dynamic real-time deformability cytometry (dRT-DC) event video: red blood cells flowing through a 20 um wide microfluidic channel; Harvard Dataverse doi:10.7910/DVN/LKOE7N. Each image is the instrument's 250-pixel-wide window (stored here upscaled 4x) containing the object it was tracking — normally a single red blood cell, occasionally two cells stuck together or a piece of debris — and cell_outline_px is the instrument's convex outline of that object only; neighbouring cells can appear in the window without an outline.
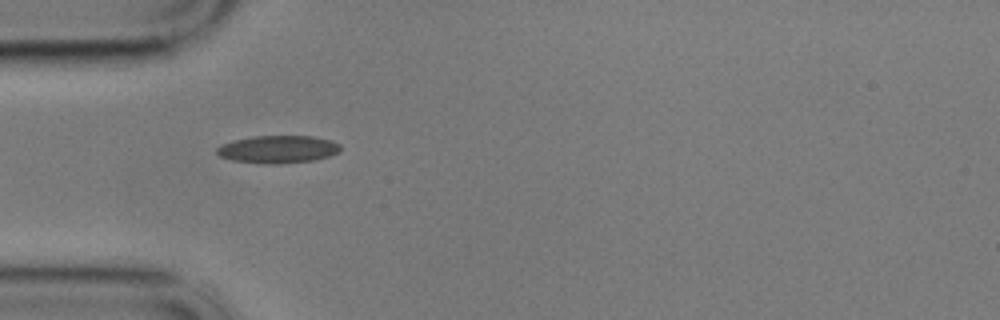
{"species": "common noctule bat (a hibernating species)", "species_latin": "Nyctalus noctula", "temperature_condition": "cold", "stored_images_in_passage": 11, "camera_frame_rate_fps": 3000, "um_per_image_px": 0.085, "animal": {"sex": "male", "body_mass_g": 17.9}, "frame": {"image": 1, "passage_image": 1, "time_ms": 0.0, "image_size_px": [1000, 320], "cell_outline_px": [[340, 152], [316, 160], [280, 164], [264, 164], [232, 160], [220, 156], [216, 152], [216, 148], [220, 144], [232, 140], [252, 136], [312, 136], [332, 140], [340, 144]], "centroid_in_image_um": [23.62, 12.69], "position_along_channel_um": 61.4, "area_um2": 20.17}}
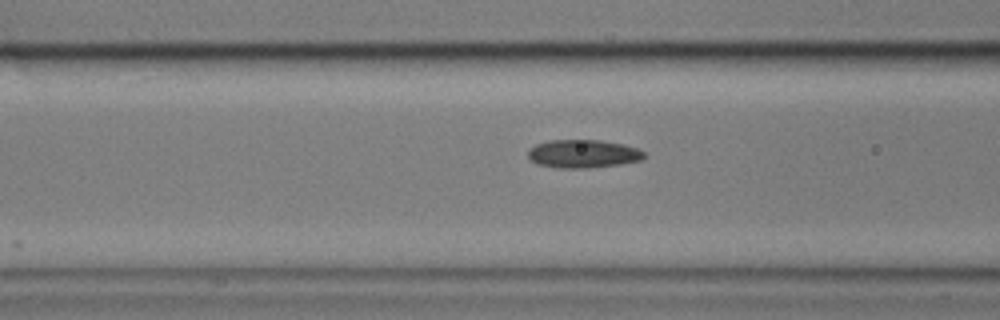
{"frame": {"image": 2, "passage_image": 6, "time_ms": 1.667, "image_size_px": [1000, 320], "cell_outline_px": [[644, 156], [640, 160], [620, 164], [588, 168], [556, 168], [536, 164], [528, 160], [528, 148], [536, 144], [548, 140], [600, 140], [624, 144], [636, 148], [644, 152]], "centroid_in_image_um": [49.49, 13.07], "position_along_channel_um": 117.1, "area_um2": 19.25}}
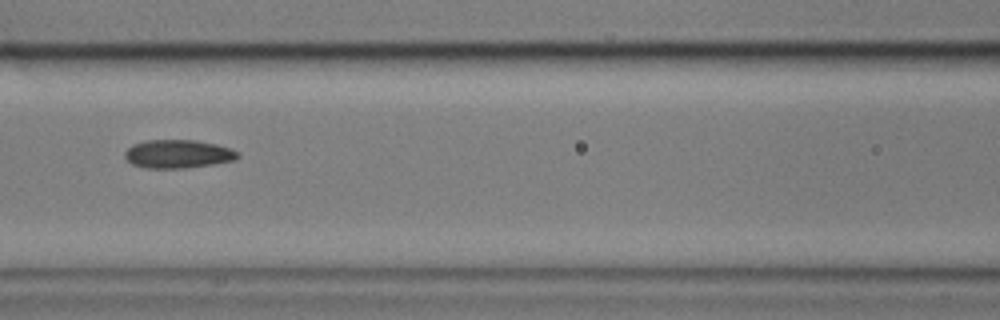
{"frame": {"image": 3, "passage_image": 9, "time_ms": 2.667, "image_size_px": [1000, 320], "cell_outline_px": [[240, 156], [236, 160], [216, 164], [184, 168], [148, 168], [132, 164], [124, 156], [124, 152], [132, 144], [144, 140], [196, 140], [216, 144], [232, 148], [240, 152]], "centroid_in_image_um": [15.17, 13.08], "position_along_channel_um": 151.4, "area_um2": 18.96}}